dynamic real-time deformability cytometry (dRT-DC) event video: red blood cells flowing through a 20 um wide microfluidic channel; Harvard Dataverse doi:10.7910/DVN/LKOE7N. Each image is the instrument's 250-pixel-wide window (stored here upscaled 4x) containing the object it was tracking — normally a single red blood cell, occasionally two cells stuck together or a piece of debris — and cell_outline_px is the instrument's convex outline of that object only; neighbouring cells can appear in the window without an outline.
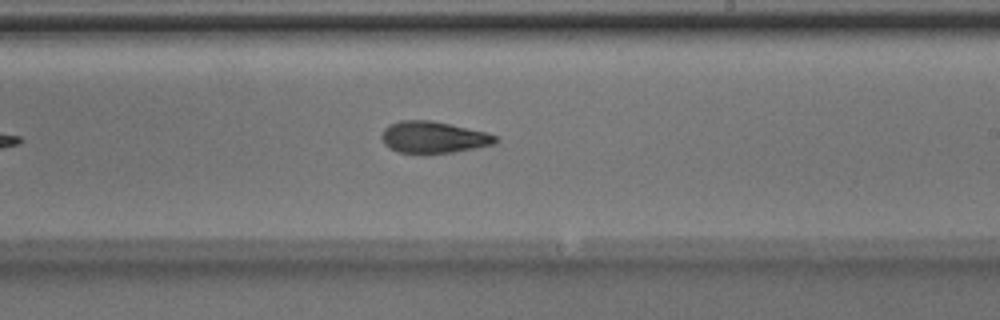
{"species": "Egyptian fruit bat (a non-hibernating species)", "species_latin": "Rousettus aegyptiacus", "temperature_condition": "room temperature", "stored_images_in_passage": 27, "camera_frame_rate_fps": 3000, "um_per_image_px": 0.085, "animal": {"sex": "male"}, "frame": {"image": 1, "passage_image": 20, "time_ms": 6.333, "image_size_px": [1000, 320], "cell_outline_px": [[500, 140], [496, 144], [476, 148], [452, 152], [396, 152], [388, 148], [384, 144], [380, 136], [384, 128], [388, 124], [400, 120], [432, 120], [488, 132], [500, 136]], "centroid_in_image_um": [36.88, 11.65], "position_along_channel_um": 252.1, "area_um2": 21.27}}